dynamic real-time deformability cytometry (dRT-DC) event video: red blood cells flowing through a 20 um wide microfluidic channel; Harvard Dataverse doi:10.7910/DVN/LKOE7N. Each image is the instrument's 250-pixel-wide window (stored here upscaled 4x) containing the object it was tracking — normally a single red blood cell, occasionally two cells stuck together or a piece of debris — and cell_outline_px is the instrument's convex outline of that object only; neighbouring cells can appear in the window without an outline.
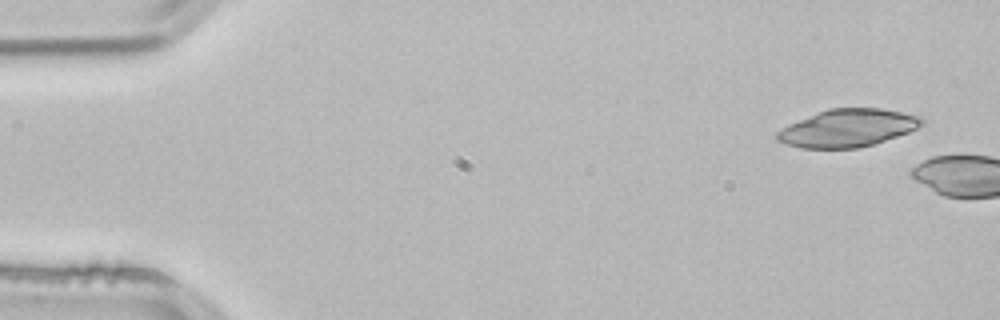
{"species": "common noctule bat (a hibernating species)", "species_latin": "Nyctalus noctula", "temperature_condition": "room temperature", "stored_images_in_passage": 2, "camera_frame_rate_fps": 3000, "um_per_image_px": 0.085, "animal": {"sex": "male", "body_mass_g": 21.5, "forearm_length_mm": 52.0}, "frame": {"image": 1, "passage_image": 1, "time_ms": 0.0, "image_size_px": [1000, 320], "cell_outline_px": [[924, 124], [908, 132], [860, 148], [800, 148], [784, 144], [776, 140], [776, 132], [788, 124], [828, 108], [880, 108], [920, 116], [924, 120]], "centroid_in_image_um": [72.02, 10.88], "position_along_channel_um": 13.0, "area_um2": 31.62}}